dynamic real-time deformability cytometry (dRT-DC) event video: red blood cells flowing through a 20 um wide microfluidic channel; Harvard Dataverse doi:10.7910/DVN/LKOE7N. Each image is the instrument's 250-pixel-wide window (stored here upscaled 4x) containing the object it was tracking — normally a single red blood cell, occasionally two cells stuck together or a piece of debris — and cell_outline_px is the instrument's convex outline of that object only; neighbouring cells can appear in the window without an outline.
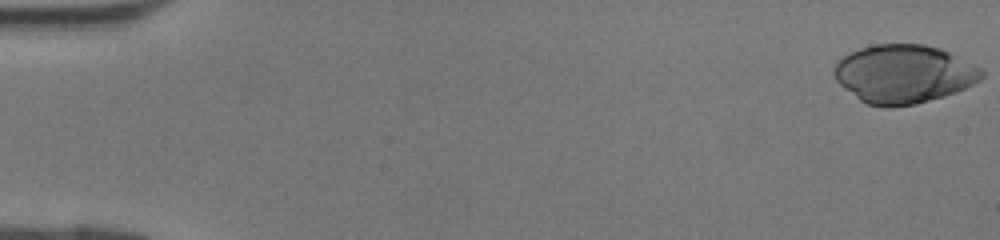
{"species": "human", "species_latin": "Homo sapiens", "temperature_condition": "room temperature", "stored_images_in_passage": 42, "camera_frame_rate_fps": 3000, "um_per_image_px": 0.085, "donor": {"sex": "female"}, "frame": {"image": 1, "passage_image": 1, "time_ms": 0.0, "image_size_px": [1000, 240], "cell_outline_px": [[984, 76], [980, 80], [956, 92], [944, 96], [916, 104], [888, 108], [868, 104], [860, 100], [840, 84], [836, 80], [832, 72], [836, 64], [848, 52], [872, 44], [924, 44], [940, 48], [980, 68], [984, 72]], "centroid_in_image_um": [76.8, 6.29], "position_along_channel_um": 8.2, "area_um2": 50.11}}
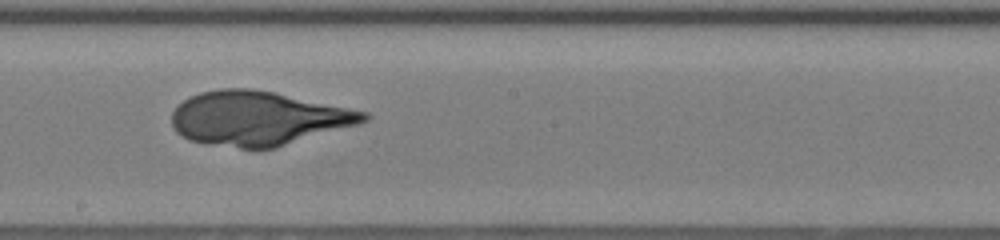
{"frame": {"image": 2, "passage_image": 24, "time_ms": 7.667, "image_size_px": [1000, 240], "cell_outline_px": [[372, 116], [368, 120], [356, 124], [276, 148], [240, 148], [188, 140], [176, 132], [172, 124], [172, 112], [188, 96], [200, 92], [220, 88], [252, 88], [276, 92], [368, 112]], "centroid_in_image_um": [21.94, 10.04], "position_along_channel_um": 226.3, "area_um2": 60.46}}
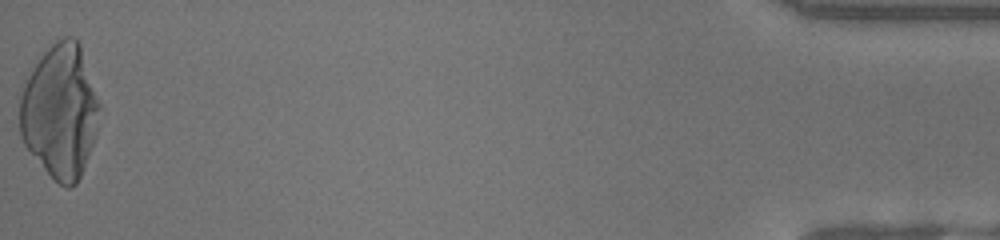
{"frame": {"image": 3, "passage_image": 42, "time_ms": 13.667, "image_size_px": [1000, 240], "cell_outline_px": [[100, 104], [96, 136], [80, 176], [76, 184], [68, 188], [64, 188], [44, 168], [24, 144], [20, 136], [20, 96], [24, 84], [32, 68], [40, 56], [56, 40], [64, 36], [72, 36], [80, 44]], "centroid_in_image_um": [5.11, 9.44], "position_along_channel_um": 430.1, "area_um2": 61.79}}